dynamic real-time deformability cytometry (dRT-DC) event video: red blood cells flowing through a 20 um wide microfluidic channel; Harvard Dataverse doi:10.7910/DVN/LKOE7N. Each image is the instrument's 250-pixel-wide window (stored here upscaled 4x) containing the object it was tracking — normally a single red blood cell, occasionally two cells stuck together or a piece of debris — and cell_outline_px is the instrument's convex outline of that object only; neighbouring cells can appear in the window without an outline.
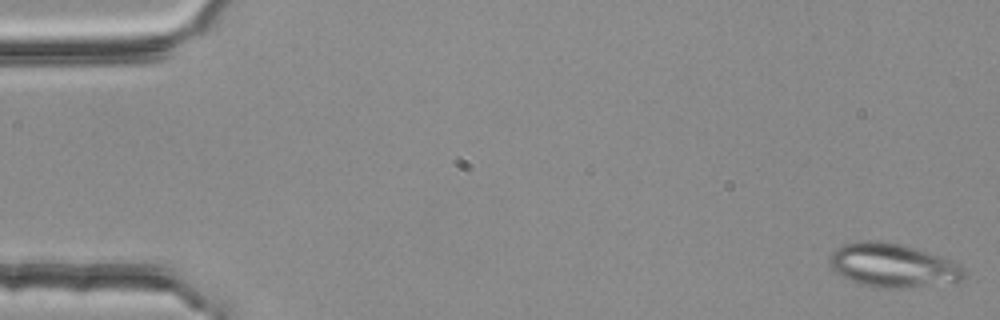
{"species": "common noctule bat (a hibernating species)", "species_latin": "Nyctalus noctula", "temperature_condition": "room temperature", "stored_images_in_passage": 52, "segment_of_instrument_passage": [1, 2], "camera_frame_rate_fps": 3000, "um_per_image_px": 0.085, "animal": {"sex": "female", "body_mass_g": 25.1}, "frame": {"image": 1, "passage_image": 1, "time_ms": 0.0, "image_size_px": [1000, 320], "cell_outline_px": [[964, 276], [960, 280], [912, 288], [884, 288], [860, 284], [848, 280], [836, 272], [832, 268], [828, 260], [828, 256], [836, 248], [844, 244], [864, 240], [876, 240], [900, 244], [960, 264], [964, 268]], "centroid_in_image_um": [75.81, 22.57], "position_along_channel_um": 9.2, "area_um2": 33.87}}